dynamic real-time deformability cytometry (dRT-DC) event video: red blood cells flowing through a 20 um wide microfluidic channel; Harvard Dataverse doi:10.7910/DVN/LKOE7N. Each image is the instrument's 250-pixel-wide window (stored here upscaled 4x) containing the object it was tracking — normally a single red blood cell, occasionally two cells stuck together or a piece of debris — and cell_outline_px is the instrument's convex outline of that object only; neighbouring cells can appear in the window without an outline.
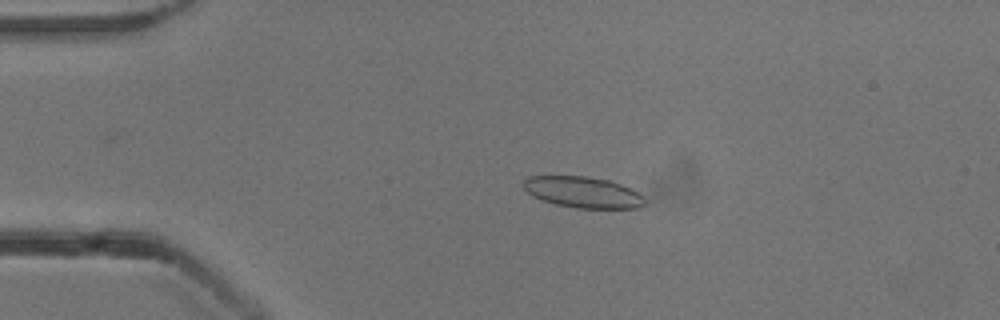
{"species": "common noctule bat (a hibernating species)", "species_latin": "Nyctalus noctula", "temperature_condition": "cold", "stored_images_in_passage": 46, "camera_frame_rate_fps": 3000, "um_per_image_px": 0.085, "animal": {"sex": "male", "body_mass_g": 13.3}, "frame": {"image": 1, "passage_image": 11, "time_ms": 3.333, "image_size_px": [1000, 320], "cell_outline_px": [[644, 204], [640, 208], [576, 208], [556, 204], [532, 196], [524, 188], [524, 180], [528, 176], [584, 176], [608, 180], [620, 184], [636, 192], [644, 200]], "centroid_in_image_um": [49.51, 16.34], "position_along_channel_um": 35.5, "area_um2": 21.62}}
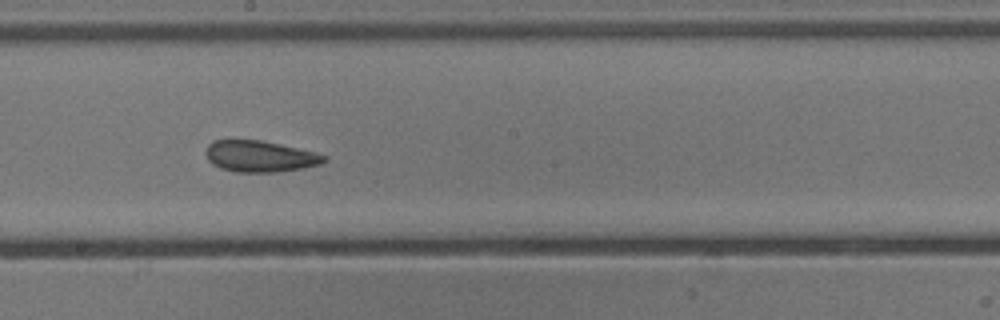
{"frame": {"image": 2, "passage_image": 29, "time_ms": 9.333, "image_size_px": [1000, 320], "cell_outline_px": [[328, 160], [320, 164], [304, 168], [276, 172], [236, 172], [220, 168], [212, 164], [208, 160], [204, 152], [208, 144], [212, 140], [260, 140], [280, 144], [328, 156]], "centroid_in_image_um": [22.06, 13.29], "position_along_channel_um": 226.1, "area_um2": 21.62}}
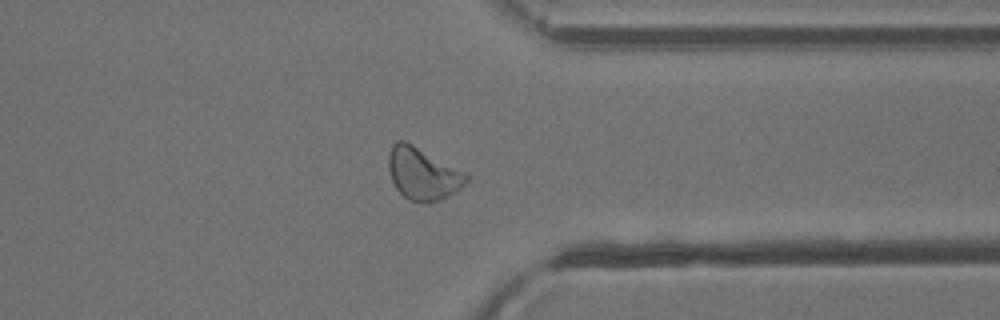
{"frame": {"image": 3, "passage_image": 41, "time_ms": 13.333, "image_size_px": [1000, 320], "cell_outline_px": [[468, 180], [456, 192], [448, 196], [428, 204], [424, 204], [408, 200], [396, 188], [392, 180], [388, 168], [388, 156], [392, 144], [396, 140], [404, 140], [412, 144], [464, 172], [468, 176]], "centroid_in_image_um": [35.91, 14.79], "position_along_channel_um": 375.5, "area_um2": 23.52}}